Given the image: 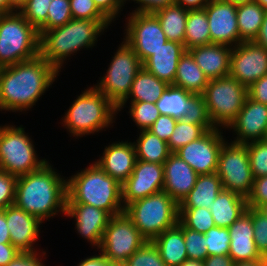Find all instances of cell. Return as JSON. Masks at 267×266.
<instances>
[{"label":"cell","instance_id":"3","mask_svg":"<svg viewBox=\"0 0 267 266\" xmlns=\"http://www.w3.org/2000/svg\"><path fill=\"white\" fill-rule=\"evenodd\" d=\"M112 22L109 19H71L65 25L38 31L39 55L61 72L65 61L82 49H92ZM81 49V50H80Z\"/></svg>","mask_w":267,"mask_h":266},{"label":"cell","instance_id":"57","mask_svg":"<svg viewBox=\"0 0 267 266\" xmlns=\"http://www.w3.org/2000/svg\"><path fill=\"white\" fill-rule=\"evenodd\" d=\"M203 264L204 266H233L234 261L229 255H213L208 256Z\"/></svg>","mask_w":267,"mask_h":266},{"label":"cell","instance_id":"18","mask_svg":"<svg viewBox=\"0 0 267 266\" xmlns=\"http://www.w3.org/2000/svg\"><path fill=\"white\" fill-rule=\"evenodd\" d=\"M267 128V105L254 101L248 96L237 118L226 130H232L233 142L247 144L263 140Z\"/></svg>","mask_w":267,"mask_h":266},{"label":"cell","instance_id":"38","mask_svg":"<svg viewBox=\"0 0 267 266\" xmlns=\"http://www.w3.org/2000/svg\"><path fill=\"white\" fill-rule=\"evenodd\" d=\"M129 115L135 122L139 131L148 130L160 116L156 103L129 102Z\"/></svg>","mask_w":267,"mask_h":266},{"label":"cell","instance_id":"60","mask_svg":"<svg viewBox=\"0 0 267 266\" xmlns=\"http://www.w3.org/2000/svg\"><path fill=\"white\" fill-rule=\"evenodd\" d=\"M254 42L267 49V10L265 11L262 26L260 27L259 33L254 39Z\"/></svg>","mask_w":267,"mask_h":266},{"label":"cell","instance_id":"67","mask_svg":"<svg viewBox=\"0 0 267 266\" xmlns=\"http://www.w3.org/2000/svg\"><path fill=\"white\" fill-rule=\"evenodd\" d=\"M254 2L258 3L262 8L267 10V0H254Z\"/></svg>","mask_w":267,"mask_h":266},{"label":"cell","instance_id":"29","mask_svg":"<svg viewBox=\"0 0 267 266\" xmlns=\"http://www.w3.org/2000/svg\"><path fill=\"white\" fill-rule=\"evenodd\" d=\"M169 85L148 72L144 67L135 76L132 88L127 99L117 108L118 113L130 102H150L156 101L163 95Z\"/></svg>","mask_w":267,"mask_h":266},{"label":"cell","instance_id":"26","mask_svg":"<svg viewBox=\"0 0 267 266\" xmlns=\"http://www.w3.org/2000/svg\"><path fill=\"white\" fill-rule=\"evenodd\" d=\"M247 209L246 197L228 190H222L210 207L215 225L229 228Z\"/></svg>","mask_w":267,"mask_h":266},{"label":"cell","instance_id":"6","mask_svg":"<svg viewBox=\"0 0 267 266\" xmlns=\"http://www.w3.org/2000/svg\"><path fill=\"white\" fill-rule=\"evenodd\" d=\"M124 212L147 241L179 222V204L163 190L130 203Z\"/></svg>","mask_w":267,"mask_h":266},{"label":"cell","instance_id":"59","mask_svg":"<svg viewBox=\"0 0 267 266\" xmlns=\"http://www.w3.org/2000/svg\"><path fill=\"white\" fill-rule=\"evenodd\" d=\"M210 0H175V4L185 9H201L204 8Z\"/></svg>","mask_w":267,"mask_h":266},{"label":"cell","instance_id":"40","mask_svg":"<svg viewBox=\"0 0 267 266\" xmlns=\"http://www.w3.org/2000/svg\"><path fill=\"white\" fill-rule=\"evenodd\" d=\"M182 120L191 124L202 125L206 130L215 128L209 118L206 103L202 95H194L190 99Z\"/></svg>","mask_w":267,"mask_h":266},{"label":"cell","instance_id":"44","mask_svg":"<svg viewBox=\"0 0 267 266\" xmlns=\"http://www.w3.org/2000/svg\"><path fill=\"white\" fill-rule=\"evenodd\" d=\"M52 0H27L19 13L37 30L47 21L48 9Z\"/></svg>","mask_w":267,"mask_h":266},{"label":"cell","instance_id":"65","mask_svg":"<svg viewBox=\"0 0 267 266\" xmlns=\"http://www.w3.org/2000/svg\"><path fill=\"white\" fill-rule=\"evenodd\" d=\"M225 1L232 3L235 7L254 2V0H225Z\"/></svg>","mask_w":267,"mask_h":266},{"label":"cell","instance_id":"62","mask_svg":"<svg viewBox=\"0 0 267 266\" xmlns=\"http://www.w3.org/2000/svg\"><path fill=\"white\" fill-rule=\"evenodd\" d=\"M15 11L10 7L9 0H0V15L14 13Z\"/></svg>","mask_w":267,"mask_h":266},{"label":"cell","instance_id":"48","mask_svg":"<svg viewBox=\"0 0 267 266\" xmlns=\"http://www.w3.org/2000/svg\"><path fill=\"white\" fill-rule=\"evenodd\" d=\"M17 177L0 170V210L14 205Z\"/></svg>","mask_w":267,"mask_h":266},{"label":"cell","instance_id":"42","mask_svg":"<svg viewBox=\"0 0 267 266\" xmlns=\"http://www.w3.org/2000/svg\"><path fill=\"white\" fill-rule=\"evenodd\" d=\"M208 256L229 255L230 236L228 228L215 226L205 234Z\"/></svg>","mask_w":267,"mask_h":266},{"label":"cell","instance_id":"25","mask_svg":"<svg viewBox=\"0 0 267 266\" xmlns=\"http://www.w3.org/2000/svg\"><path fill=\"white\" fill-rule=\"evenodd\" d=\"M183 44L167 41L143 63V67L161 81L173 85L180 57L185 53Z\"/></svg>","mask_w":267,"mask_h":266},{"label":"cell","instance_id":"15","mask_svg":"<svg viewBox=\"0 0 267 266\" xmlns=\"http://www.w3.org/2000/svg\"><path fill=\"white\" fill-rule=\"evenodd\" d=\"M267 74V49L254 41L232 47L229 75L246 88Z\"/></svg>","mask_w":267,"mask_h":266},{"label":"cell","instance_id":"17","mask_svg":"<svg viewBox=\"0 0 267 266\" xmlns=\"http://www.w3.org/2000/svg\"><path fill=\"white\" fill-rule=\"evenodd\" d=\"M211 43L235 47L240 43L236 7L225 0H210L204 7Z\"/></svg>","mask_w":267,"mask_h":266},{"label":"cell","instance_id":"64","mask_svg":"<svg viewBox=\"0 0 267 266\" xmlns=\"http://www.w3.org/2000/svg\"><path fill=\"white\" fill-rule=\"evenodd\" d=\"M180 266H204L202 260L186 259Z\"/></svg>","mask_w":267,"mask_h":266},{"label":"cell","instance_id":"8","mask_svg":"<svg viewBox=\"0 0 267 266\" xmlns=\"http://www.w3.org/2000/svg\"><path fill=\"white\" fill-rule=\"evenodd\" d=\"M24 129L23 125H0V170L16 177L39 170L48 162L37 155L32 137Z\"/></svg>","mask_w":267,"mask_h":266},{"label":"cell","instance_id":"51","mask_svg":"<svg viewBox=\"0 0 267 266\" xmlns=\"http://www.w3.org/2000/svg\"><path fill=\"white\" fill-rule=\"evenodd\" d=\"M42 251V253H41ZM40 252H20L6 266H45L42 262L46 256V251Z\"/></svg>","mask_w":267,"mask_h":266},{"label":"cell","instance_id":"41","mask_svg":"<svg viewBox=\"0 0 267 266\" xmlns=\"http://www.w3.org/2000/svg\"><path fill=\"white\" fill-rule=\"evenodd\" d=\"M247 149L253 177L267 176V140L249 142Z\"/></svg>","mask_w":267,"mask_h":266},{"label":"cell","instance_id":"32","mask_svg":"<svg viewBox=\"0 0 267 266\" xmlns=\"http://www.w3.org/2000/svg\"><path fill=\"white\" fill-rule=\"evenodd\" d=\"M136 139L133 144L137 160L164 164L171 154L168 143L149 130H141Z\"/></svg>","mask_w":267,"mask_h":266},{"label":"cell","instance_id":"34","mask_svg":"<svg viewBox=\"0 0 267 266\" xmlns=\"http://www.w3.org/2000/svg\"><path fill=\"white\" fill-rule=\"evenodd\" d=\"M265 11L256 2L236 7L240 43L254 41L262 26Z\"/></svg>","mask_w":267,"mask_h":266},{"label":"cell","instance_id":"31","mask_svg":"<svg viewBox=\"0 0 267 266\" xmlns=\"http://www.w3.org/2000/svg\"><path fill=\"white\" fill-rule=\"evenodd\" d=\"M153 14L157 17L168 41L184 45L188 9L174 3L158 9Z\"/></svg>","mask_w":267,"mask_h":266},{"label":"cell","instance_id":"30","mask_svg":"<svg viewBox=\"0 0 267 266\" xmlns=\"http://www.w3.org/2000/svg\"><path fill=\"white\" fill-rule=\"evenodd\" d=\"M209 80L199 68L192 55L185 51L177 65L172 86L186 90L194 95H202Z\"/></svg>","mask_w":267,"mask_h":266},{"label":"cell","instance_id":"12","mask_svg":"<svg viewBox=\"0 0 267 266\" xmlns=\"http://www.w3.org/2000/svg\"><path fill=\"white\" fill-rule=\"evenodd\" d=\"M228 141L223 143L220 150L216 173L222 181L224 190L236 192L247 198L254 182L247 144Z\"/></svg>","mask_w":267,"mask_h":266},{"label":"cell","instance_id":"10","mask_svg":"<svg viewBox=\"0 0 267 266\" xmlns=\"http://www.w3.org/2000/svg\"><path fill=\"white\" fill-rule=\"evenodd\" d=\"M117 47L106 73L94 85L118 108L130 94L134 78L143 68V63L124 39Z\"/></svg>","mask_w":267,"mask_h":266},{"label":"cell","instance_id":"50","mask_svg":"<svg viewBox=\"0 0 267 266\" xmlns=\"http://www.w3.org/2000/svg\"><path fill=\"white\" fill-rule=\"evenodd\" d=\"M246 200L247 207L252 208L267 202V176L254 178L252 190Z\"/></svg>","mask_w":267,"mask_h":266},{"label":"cell","instance_id":"54","mask_svg":"<svg viewBox=\"0 0 267 266\" xmlns=\"http://www.w3.org/2000/svg\"><path fill=\"white\" fill-rule=\"evenodd\" d=\"M126 1H134V3L139 5L135 10H132V12L145 13H154L158 9L175 3V0H125V3Z\"/></svg>","mask_w":267,"mask_h":266},{"label":"cell","instance_id":"33","mask_svg":"<svg viewBox=\"0 0 267 266\" xmlns=\"http://www.w3.org/2000/svg\"><path fill=\"white\" fill-rule=\"evenodd\" d=\"M208 44H211V36L205 8L188 10L184 39L185 50Z\"/></svg>","mask_w":267,"mask_h":266},{"label":"cell","instance_id":"11","mask_svg":"<svg viewBox=\"0 0 267 266\" xmlns=\"http://www.w3.org/2000/svg\"><path fill=\"white\" fill-rule=\"evenodd\" d=\"M146 242L147 239L124 212L110 218L98 250L111 264L121 266Z\"/></svg>","mask_w":267,"mask_h":266},{"label":"cell","instance_id":"5","mask_svg":"<svg viewBox=\"0 0 267 266\" xmlns=\"http://www.w3.org/2000/svg\"><path fill=\"white\" fill-rule=\"evenodd\" d=\"M117 114V107L93 85L73 100L61 124L77 139L113 127Z\"/></svg>","mask_w":267,"mask_h":266},{"label":"cell","instance_id":"13","mask_svg":"<svg viewBox=\"0 0 267 266\" xmlns=\"http://www.w3.org/2000/svg\"><path fill=\"white\" fill-rule=\"evenodd\" d=\"M123 39L132 47L142 63L168 41L153 13L129 12Z\"/></svg>","mask_w":267,"mask_h":266},{"label":"cell","instance_id":"16","mask_svg":"<svg viewBox=\"0 0 267 266\" xmlns=\"http://www.w3.org/2000/svg\"><path fill=\"white\" fill-rule=\"evenodd\" d=\"M163 187V164L137 160L132 174L121 185L124 208L134 201L162 191Z\"/></svg>","mask_w":267,"mask_h":266},{"label":"cell","instance_id":"27","mask_svg":"<svg viewBox=\"0 0 267 266\" xmlns=\"http://www.w3.org/2000/svg\"><path fill=\"white\" fill-rule=\"evenodd\" d=\"M223 190L217 173L198 175L194 187L179 203V208L210 209L217 195Z\"/></svg>","mask_w":267,"mask_h":266},{"label":"cell","instance_id":"14","mask_svg":"<svg viewBox=\"0 0 267 266\" xmlns=\"http://www.w3.org/2000/svg\"><path fill=\"white\" fill-rule=\"evenodd\" d=\"M227 139L221 128L207 130L201 137L175 152L198 174H211L217 170L220 150Z\"/></svg>","mask_w":267,"mask_h":266},{"label":"cell","instance_id":"43","mask_svg":"<svg viewBox=\"0 0 267 266\" xmlns=\"http://www.w3.org/2000/svg\"><path fill=\"white\" fill-rule=\"evenodd\" d=\"M71 19L69 0H52L48 9L47 21L38 31H46L63 26Z\"/></svg>","mask_w":267,"mask_h":266},{"label":"cell","instance_id":"46","mask_svg":"<svg viewBox=\"0 0 267 266\" xmlns=\"http://www.w3.org/2000/svg\"><path fill=\"white\" fill-rule=\"evenodd\" d=\"M254 240L260 254L267 258V217L256 208H252Z\"/></svg>","mask_w":267,"mask_h":266},{"label":"cell","instance_id":"1","mask_svg":"<svg viewBox=\"0 0 267 266\" xmlns=\"http://www.w3.org/2000/svg\"><path fill=\"white\" fill-rule=\"evenodd\" d=\"M59 74L40 55L28 61L1 67L0 111L22 113L31 110Z\"/></svg>","mask_w":267,"mask_h":266},{"label":"cell","instance_id":"52","mask_svg":"<svg viewBox=\"0 0 267 266\" xmlns=\"http://www.w3.org/2000/svg\"><path fill=\"white\" fill-rule=\"evenodd\" d=\"M97 8L111 21L114 22L120 15L125 0H93Z\"/></svg>","mask_w":267,"mask_h":266},{"label":"cell","instance_id":"45","mask_svg":"<svg viewBox=\"0 0 267 266\" xmlns=\"http://www.w3.org/2000/svg\"><path fill=\"white\" fill-rule=\"evenodd\" d=\"M183 236L188 259L204 261L208 257L205 235L183 225Z\"/></svg>","mask_w":267,"mask_h":266},{"label":"cell","instance_id":"61","mask_svg":"<svg viewBox=\"0 0 267 266\" xmlns=\"http://www.w3.org/2000/svg\"><path fill=\"white\" fill-rule=\"evenodd\" d=\"M233 266H267V258L256 259L253 261L235 262Z\"/></svg>","mask_w":267,"mask_h":266},{"label":"cell","instance_id":"22","mask_svg":"<svg viewBox=\"0 0 267 266\" xmlns=\"http://www.w3.org/2000/svg\"><path fill=\"white\" fill-rule=\"evenodd\" d=\"M230 236L229 256L235 262L263 259L254 240L252 223V207H247L244 213L228 228Z\"/></svg>","mask_w":267,"mask_h":266},{"label":"cell","instance_id":"24","mask_svg":"<svg viewBox=\"0 0 267 266\" xmlns=\"http://www.w3.org/2000/svg\"><path fill=\"white\" fill-rule=\"evenodd\" d=\"M188 52L208 80L229 75L231 46L211 43L191 48Z\"/></svg>","mask_w":267,"mask_h":266},{"label":"cell","instance_id":"49","mask_svg":"<svg viewBox=\"0 0 267 266\" xmlns=\"http://www.w3.org/2000/svg\"><path fill=\"white\" fill-rule=\"evenodd\" d=\"M176 123L177 119L172 118L169 115H160L148 130L158 136L161 140L168 143L175 129Z\"/></svg>","mask_w":267,"mask_h":266},{"label":"cell","instance_id":"55","mask_svg":"<svg viewBox=\"0 0 267 266\" xmlns=\"http://www.w3.org/2000/svg\"><path fill=\"white\" fill-rule=\"evenodd\" d=\"M19 253L11 243H0V266H6Z\"/></svg>","mask_w":267,"mask_h":266},{"label":"cell","instance_id":"19","mask_svg":"<svg viewBox=\"0 0 267 266\" xmlns=\"http://www.w3.org/2000/svg\"><path fill=\"white\" fill-rule=\"evenodd\" d=\"M64 215L75 219L76 233L91 243V247L100 248L105 228L112 217L107 211L86 204H66Z\"/></svg>","mask_w":267,"mask_h":266},{"label":"cell","instance_id":"66","mask_svg":"<svg viewBox=\"0 0 267 266\" xmlns=\"http://www.w3.org/2000/svg\"><path fill=\"white\" fill-rule=\"evenodd\" d=\"M261 214L267 217V202L260 204L256 208Z\"/></svg>","mask_w":267,"mask_h":266},{"label":"cell","instance_id":"28","mask_svg":"<svg viewBox=\"0 0 267 266\" xmlns=\"http://www.w3.org/2000/svg\"><path fill=\"white\" fill-rule=\"evenodd\" d=\"M152 242L158 248L161 258L167 266H180L188 259L183 224L180 221L154 238Z\"/></svg>","mask_w":267,"mask_h":266},{"label":"cell","instance_id":"7","mask_svg":"<svg viewBox=\"0 0 267 266\" xmlns=\"http://www.w3.org/2000/svg\"><path fill=\"white\" fill-rule=\"evenodd\" d=\"M40 35L19 12L0 15V68L39 55Z\"/></svg>","mask_w":267,"mask_h":266},{"label":"cell","instance_id":"36","mask_svg":"<svg viewBox=\"0 0 267 266\" xmlns=\"http://www.w3.org/2000/svg\"><path fill=\"white\" fill-rule=\"evenodd\" d=\"M179 221L186 228L203 234L216 226L210 209L206 208H179Z\"/></svg>","mask_w":267,"mask_h":266},{"label":"cell","instance_id":"2","mask_svg":"<svg viewBox=\"0 0 267 266\" xmlns=\"http://www.w3.org/2000/svg\"><path fill=\"white\" fill-rule=\"evenodd\" d=\"M45 163L39 170L17 177L14 205L43 223L66 213L67 179Z\"/></svg>","mask_w":267,"mask_h":266},{"label":"cell","instance_id":"39","mask_svg":"<svg viewBox=\"0 0 267 266\" xmlns=\"http://www.w3.org/2000/svg\"><path fill=\"white\" fill-rule=\"evenodd\" d=\"M121 266H167L161 258L158 248L147 241L134 252Z\"/></svg>","mask_w":267,"mask_h":266},{"label":"cell","instance_id":"21","mask_svg":"<svg viewBox=\"0 0 267 266\" xmlns=\"http://www.w3.org/2000/svg\"><path fill=\"white\" fill-rule=\"evenodd\" d=\"M94 161L106 174L121 185L132 174L137 161L133 142L115 141L105 146L102 156Z\"/></svg>","mask_w":267,"mask_h":266},{"label":"cell","instance_id":"56","mask_svg":"<svg viewBox=\"0 0 267 266\" xmlns=\"http://www.w3.org/2000/svg\"><path fill=\"white\" fill-rule=\"evenodd\" d=\"M99 254H94L93 256H88L81 260L77 266H115L111 264L104 255L99 251Z\"/></svg>","mask_w":267,"mask_h":266},{"label":"cell","instance_id":"35","mask_svg":"<svg viewBox=\"0 0 267 266\" xmlns=\"http://www.w3.org/2000/svg\"><path fill=\"white\" fill-rule=\"evenodd\" d=\"M194 96L184 89L169 85L163 95L156 101L160 115H169L177 120L182 119L190 99Z\"/></svg>","mask_w":267,"mask_h":266},{"label":"cell","instance_id":"9","mask_svg":"<svg viewBox=\"0 0 267 266\" xmlns=\"http://www.w3.org/2000/svg\"><path fill=\"white\" fill-rule=\"evenodd\" d=\"M247 96V88L231 75L209 80L202 97L213 126L226 130L237 118Z\"/></svg>","mask_w":267,"mask_h":266},{"label":"cell","instance_id":"23","mask_svg":"<svg viewBox=\"0 0 267 266\" xmlns=\"http://www.w3.org/2000/svg\"><path fill=\"white\" fill-rule=\"evenodd\" d=\"M163 171V191L179 204L194 187L198 174L175 153L164 162Z\"/></svg>","mask_w":267,"mask_h":266},{"label":"cell","instance_id":"37","mask_svg":"<svg viewBox=\"0 0 267 266\" xmlns=\"http://www.w3.org/2000/svg\"><path fill=\"white\" fill-rule=\"evenodd\" d=\"M207 130L202 125L191 124L182 119L177 120L175 129L168 141L171 153L201 137Z\"/></svg>","mask_w":267,"mask_h":266},{"label":"cell","instance_id":"58","mask_svg":"<svg viewBox=\"0 0 267 266\" xmlns=\"http://www.w3.org/2000/svg\"><path fill=\"white\" fill-rule=\"evenodd\" d=\"M0 243H11L10 233L5 217V209L0 210Z\"/></svg>","mask_w":267,"mask_h":266},{"label":"cell","instance_id":"63","mask_svg":"<svg viewBox=\"0 0 267 266\" xmlns=\"http://www.w3.org/2000/svg\"><path fill=\"white\" fill-rule=\"evenodd\" d=\"M26 2L27 0H9V5L15 12H19Z\"/></svg>","mask_w":267,"mask_h":266},{"label":"cell","instance_id":"20","mask_svg":"<svg viewBox=\"0 0 267 266\" xmlns=\"http://www.w3.org/2000/svg\"><path fill=\"white\" fill-rule=\"evenodd\" d=\"M5 217L11 244L20 252H39L35 243L40 238L43 222L15 205L5 208Z\"/></svg>","mask_w":267,"mask_h":266},{"label":"cell","instance_id":"68","mask_svg":"<svg viewBox=\"0 0 267 266\" xmlns=\"http://www.w3.org/2000/svg\"><path fill=\"white\" fill-rule=\"evenodd\" d=\"M264 139L267 140V128H266V134H265V138Z\"/></svg>","mask_w":267,"mask_h":266},{"label":"cell","instance_id":"47","mask_svg":"<svg viewBox=\"0 0 267 266\" xmlns=\"http://www.w3.org/2000/svg\"><path fill=\"white\" fill-rule=\"evenodd\" d=\"M72 19H108L93 0H69Z\"/></svg>","mask_w":267,"mask_h":266},{"label":"cell","instance_id":"53","mask_svg":"<svg viewBox=\"0 0 267 266\" xmlns=\"http://www.w3.org/2000/svg\"><path fill=\"white\" fill-rule=\"evenodd\" d=\"M247 95L250 99L267 105V74L247 88Z\"/></svg>","mask_w":267,"mask_h":266},{"label":"cell","instance_id":"4","mask_svg":"<svg viewBox=\"0 0 267 266\" xmlns=\"http://www.w3.org/2000/svg\"><path fill=\"white\" fill-rule=\"evenodd\" d=\"M66 204H86L107 211L111 216L124 213L121 184L95 162L67 177Z\"/></svg>","mask_w":267,"mask_h":266}]
</instances>
